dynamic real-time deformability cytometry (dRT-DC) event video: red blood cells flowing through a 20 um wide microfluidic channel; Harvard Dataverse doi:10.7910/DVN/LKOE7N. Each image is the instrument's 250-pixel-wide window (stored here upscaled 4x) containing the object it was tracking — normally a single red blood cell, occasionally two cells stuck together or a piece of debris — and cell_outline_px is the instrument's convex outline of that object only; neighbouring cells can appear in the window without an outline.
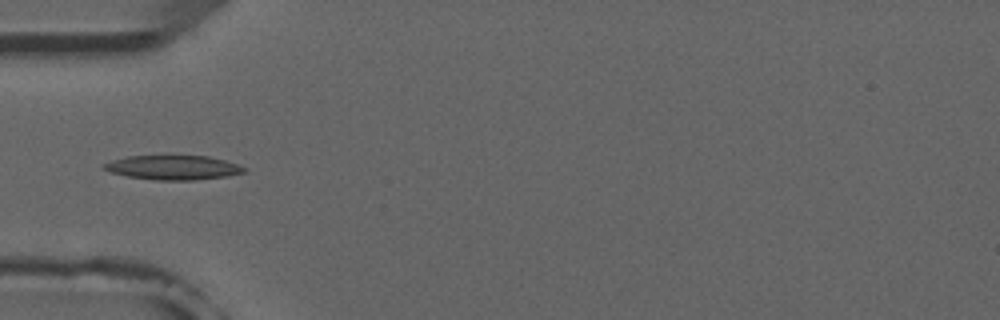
{"species": "common noctule bat (a hibernating species)", "species_latin": "Nyctalus noctula", "temperature_condition": "room temperature", "stored_images_in_passage": 4, "camera_frame_rate_fps": 3000, "um_per_image_px": 0.085, "animal": {"sex": "male", "forearm_length_mm": 52.5}, "frame": {"image": 1, "passage_image": 4, "time_ms": 4.333, "image_size_px": [1000, 320], "cell_outline_px": [[248, 168], [244, 172], [224, 176], [196, 180], [156, 180], [128, 176], [112, 172], [100, 168], [100, 164], [112, 160], [128, 156], [208, 156], [224, 160]], "centroid_in_image_um": [14.67, 14.24], "position_along_channel_um": 70.3, "area_um2": 19.77}}